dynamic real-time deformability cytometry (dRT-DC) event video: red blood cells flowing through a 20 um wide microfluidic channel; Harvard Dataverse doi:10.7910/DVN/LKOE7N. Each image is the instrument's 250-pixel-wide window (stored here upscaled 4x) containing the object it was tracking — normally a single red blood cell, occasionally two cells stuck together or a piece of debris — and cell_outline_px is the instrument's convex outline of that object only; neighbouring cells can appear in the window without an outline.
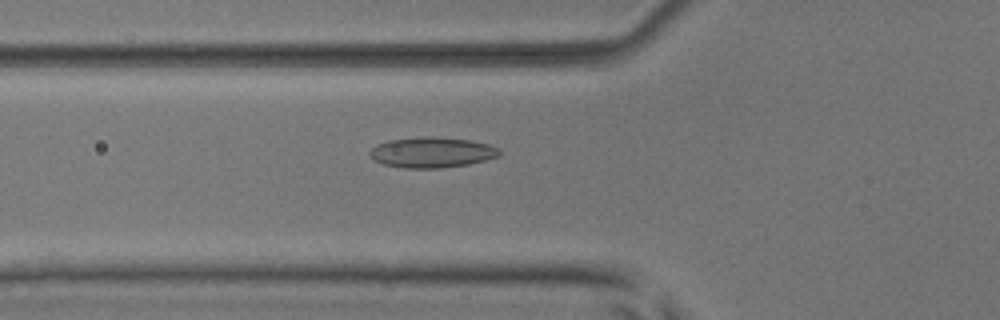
{"species": "common noctule bat (a hibernating species)", "species_latin": "Nyctalus noctula", "temperature_condition": "room temperature", "stored_images_in_passage": 46, "camera_frame_rate_fps": 3000, "um_per_image_px": 0.085, "animal": {"sex": "male", "body_mass_g": 17.9, "forearm_length_mm": 54.2}, "frame": {"image": 1, "passage_image": 12, "time_ms": 3.667, "image_size_px": [1000, 320], "cell_outline_px": [[500, 156], [468, 164], [440, 168], [404, 168], [384, 164], [376, 160], [368, 152], [376, 144], [388, 140], [424, 136], [428, 136], [468, 140], [488, 144], [500, 148]], "centroid_in_image_um": [36.71, 12.95], "position_along_channel_um": 89.1, "area_um2": 22.89}}
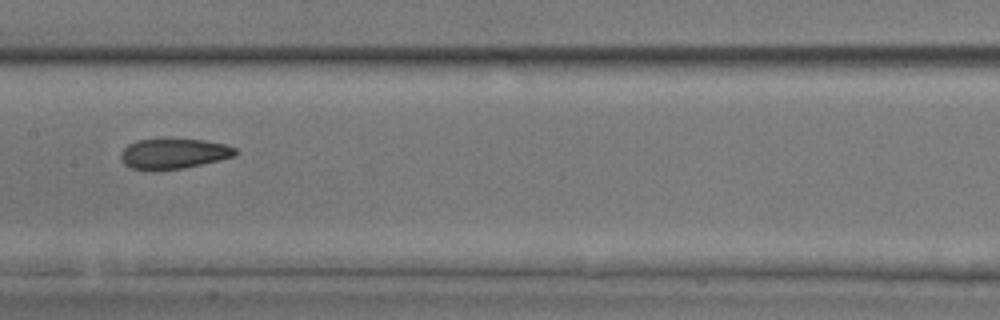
{"frame": {"image": 2, "passage_image": 20, "time_ms": 6.333, "image_size_px": [1000, 320], "cell_outline_px": [[236, 156], [220, 160], [184, 168], [152, 172], [128, 168], [124, 164], [120, 156], [120, 152], [128, 144], [136, 140], [204, 140], [224, 144], [236, 148]], "centroid_in_image_um": [14.71, 13.1], "position_along_channel_um": 192.7, "area_um2": 20.4}}
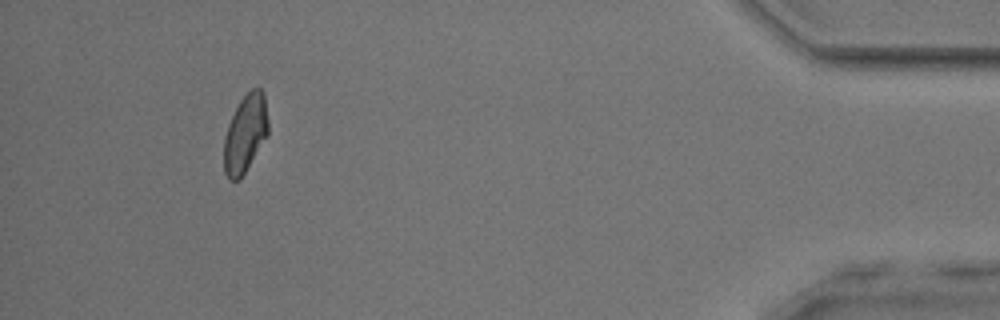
{"frame": {"image": 3, "passage_image": 42, "time_ms": 13.667, "image_size_px": [1000, 320], "cell_outline_px": [[268, 132], [240, 180], [228, 180], [224, 172], [224, 136], [228, 124], [240, 100], [252, 88], [260, 88], [264, 92], [268, 120]], "centroid_in_image_um": [20.83, 11.35], "position_along_channel_um": 414.4, "area_um2": 19.88}, "authors_computed_cell_mechanics": {"area_um2": 20.9525, "velocity_mm_per_s": 3.8809, "shape_relaxation_time_tau1_ms": 9.2538, "shape_relaxation_time_tau2_ms": 2.5156, "deformation_change_tau1": 0.1943, "deformation_change_tau2": 0.0909}}